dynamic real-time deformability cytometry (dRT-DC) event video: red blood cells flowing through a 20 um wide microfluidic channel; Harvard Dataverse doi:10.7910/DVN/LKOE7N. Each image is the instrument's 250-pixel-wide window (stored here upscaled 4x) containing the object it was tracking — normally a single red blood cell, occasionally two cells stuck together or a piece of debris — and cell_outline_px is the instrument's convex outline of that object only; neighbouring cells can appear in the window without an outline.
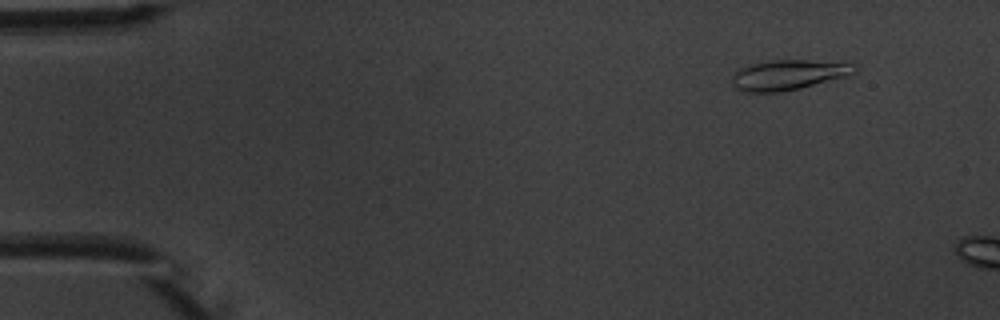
{"species": "common noctule bat (a hibernating species)", "species_latin": "Nyctalus noctula", "temperature_condition": "warm", "stored_images_in_passage": 4, "camera_frame_rate_fps": 3000, "um_per_image_px": 0.085, "animal": {"sex": "male", "body_mass_g": 20.1, "forearm_length_mm": 53.5}, "frame": {"image": 1, "passage_image": 2, "time_ms": 1.0, "image_size_px": [1000, 320], "cell_outline_px": [[860, 68], [848, 76], [800, 88], [776, 92], [744, 92], [736, 88], [732, 84], [732, 76], [736, 68], [752, 64], [772, 60], [808, 60], [856, 64]], "centroid_in_image_um": [67.0, 6.36], "position_along_channel_um": 18.0, "area_um2": 21.56}}